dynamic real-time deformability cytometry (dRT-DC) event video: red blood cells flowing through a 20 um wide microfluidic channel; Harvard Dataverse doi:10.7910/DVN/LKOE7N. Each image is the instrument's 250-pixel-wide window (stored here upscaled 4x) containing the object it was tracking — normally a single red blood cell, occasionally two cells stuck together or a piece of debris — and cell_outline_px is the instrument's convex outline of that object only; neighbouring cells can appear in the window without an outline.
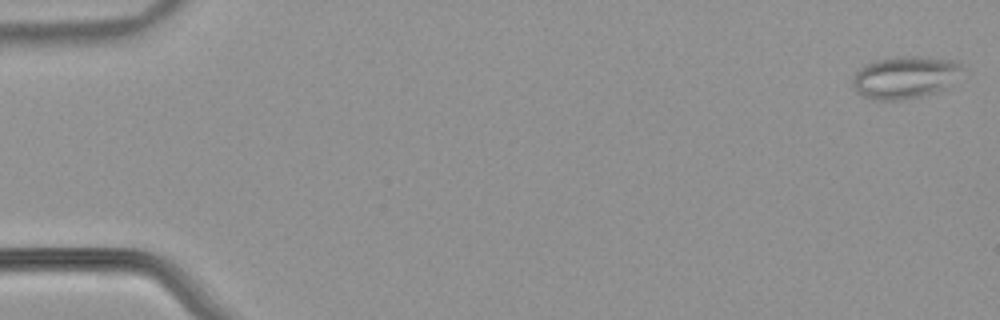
{"species": "common noctule bat (a hibernating species)", "species_latin": "Nyctalus noctula", "temperature_condition": "warm", "stored_images_in_passage": 55, "camera_frame_rate_fps": 3000, "um_per_image_px": 0.085, "animal": {"sex": "male", "body_mass_g": 21.5, "forearm_length_mm": 52.0}, "frame": {"image": 1, "passage_image": 2, "time_ms": 0.333, "image_size_px": [1000, 320], "cell_outline_px": [[964, 68], [944, 88], [936, 92], [904, 100], [872, 100], [856, 92], [852, 84], [852, 76], [864, 64], [876, 60], [900, 56], [920, 56], [956, 60]], "centroid_in_image_um": [76.87, 6.56], "position_along_channel_um": 8.1, "area_um2": 27.05}}
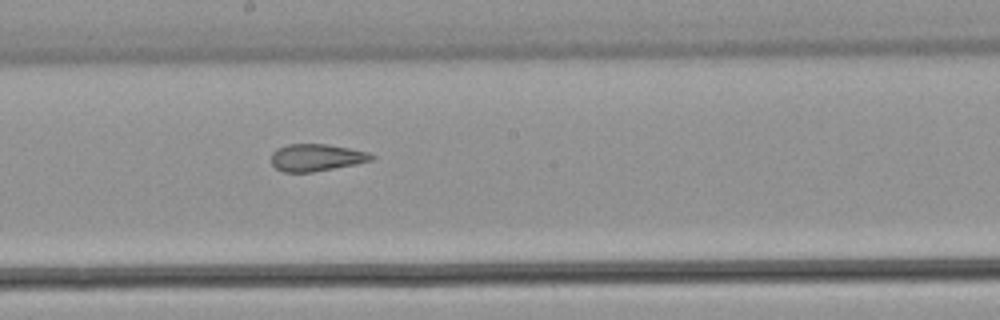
{"frame": {"image": 2, "passage_image": 31, "time_ms": 10.0, "image_size_px": [1000, 320], "cell_outline_px": [[376, 156], [372, 160], [356, 164], [312, 172], [284, 172], [276, 168], [272, 164], [272, 152], [276, 148], [288, 144], [328, 144], [368, 152]], "centroid_in_image_um": [26.88, 13.38], "position_along_channel_um": 221.3, "area_um2": 15.84}}
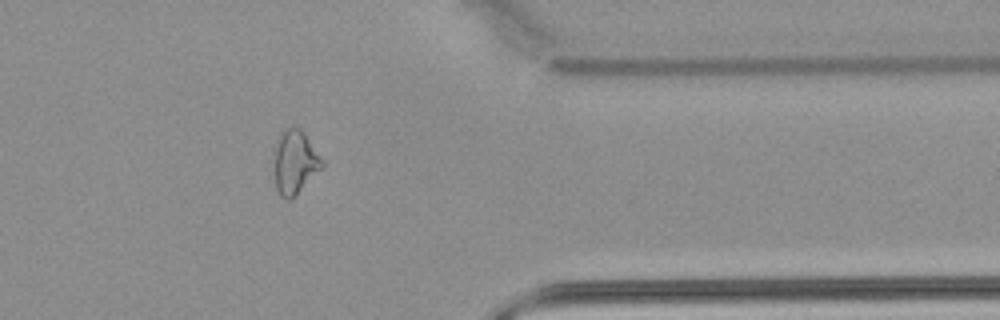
{"frame": {"image": 3, "passage_image": 45, "time_ms": 14.667, "image_size_px": [1000, 320], "cell_outline_px": [[324, 164], [292, 200], [284, 200], [280, 196], [276, 188], [272, 152], [276, 140], [280, 132], [284, 128], [300, 128], [304, 132], [324, 160]], "centroid_in_image_um": [25.02, 13.78], "position_along_channel_um": 386.4, "area_um2": 18.26}, "authors_computed_cell_mechanics": {"area_um2": 19.9988, "velocity_mm_per_s": 3.8308, "shape_relaxation_time_tau1_ms": null, "shape_relaxation_time_tau2_ms": 2.009, "deformation_change_tau1": null, "deformation_change_tau2": 0.0969}}